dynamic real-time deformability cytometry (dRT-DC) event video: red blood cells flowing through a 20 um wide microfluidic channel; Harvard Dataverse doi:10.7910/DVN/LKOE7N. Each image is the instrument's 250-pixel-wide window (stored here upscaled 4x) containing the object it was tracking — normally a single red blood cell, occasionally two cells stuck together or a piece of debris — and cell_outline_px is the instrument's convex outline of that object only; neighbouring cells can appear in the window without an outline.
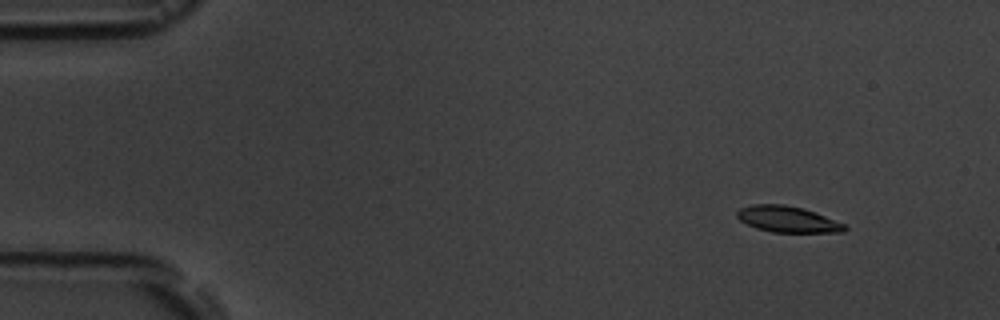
{"species": "common noctule bat (a hibernating species)", "species_latin": "Nyctalus noctula", "temperature_condition": "room temperature", "stored_images_in_passage": 6, "camera_frame_rate_fps": 3000, "um_per_image_px": 0.085, "animal": {"sex": "male", "body_mass_g": 19.5, "forearm_length_mm": 54.6}, "frame": {"image": 1, "passage_image": 2, "time_ms": 1.333, "image_size_px": [1000, 320], "cell_outline_px": [[848, 228], [844, 232], [772, 232], [756, 228], [740, 220], [736, 216], [736, 212], [740, 208], [752, 204], [784, 204], [804, 208], [844, 224]], "centroid_in_image_um": [66.92, 18.63], "position_along_channel_um": 18.1, "area_um2": 16.3}}
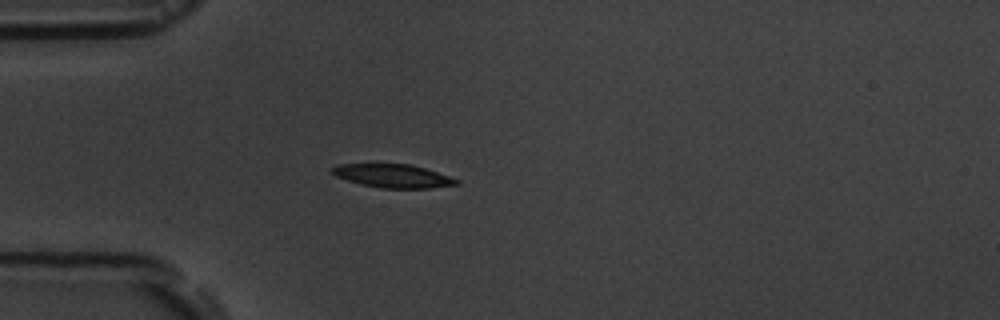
{"frame": {"image": 2, "passage_image": 5, "time_ms": 4.667, "image_size_px": [1000, 320], "cell_outline_px": [[460, 184], [432, 188], [380, 188], [360, 184], [336, 176], [332, 172], [332, 168], [340, 164], [412, 164], [460, 180]], "centroid_in_image_um": [33.43, 14.96], "position_along_channel_um": 51.6, "area_um2": 16.82}}